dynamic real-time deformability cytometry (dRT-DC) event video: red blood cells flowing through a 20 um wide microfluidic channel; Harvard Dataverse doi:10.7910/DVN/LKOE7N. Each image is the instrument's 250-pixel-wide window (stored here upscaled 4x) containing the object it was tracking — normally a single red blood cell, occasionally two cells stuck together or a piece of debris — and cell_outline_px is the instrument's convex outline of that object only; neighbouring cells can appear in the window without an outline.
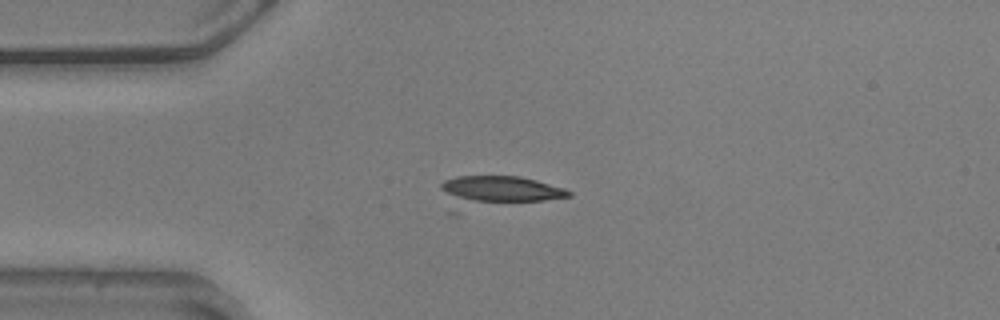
{"species": "common noctule bat (a hibernating species)", "species_latin": "Nyctalus noctula", "temperature_condition": "warm", "stored_images_in_passage": 37, "camera_frame_rate_fps": 3000, "um_per_image_px": 0.085, "animal": {"sex": "male", "body_mass_g": 20.5, "forearm_length_mm": 52.5}, "frame": {"image": 1, "passage_image": 2, "time_ms": 0.333, "image_size_px": [1000, 320], "cell_outline_px": [[572, 196], [456, 216], [448, 212], [440, 188], [440, 184], [444, 180], [456, 176], [520, 176], [536, 180], [564, 188], [572, 192]], "centroid_in_image_um": [42.1, 16.4], "position_along_channel_um": 42.9, "area_um2": 25.72}}
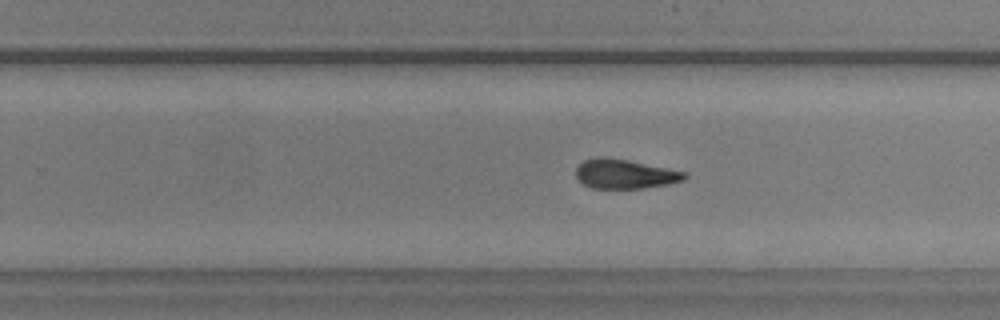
{"frame": {"image": 2, "passage_image": 23, "time_ms": 7.333, "image_size_px": [1000, 320], "cell_outline_px": [[688, 176], [684, 180], [668, 184], [644, 188], [592, 188], [584, 184], [576, 176], [576, 168], [584, 160], [628, 160], [684, 172]], "centroid_in_image_um": [53.16, 14.83], "position_along_channel_um": 276.6, "area_um2": 17.69}}
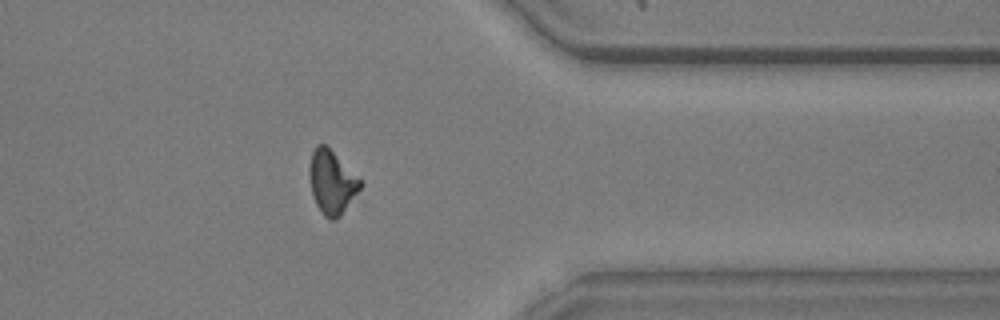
{"frame": {"image": 3, "passage_image": 33, "time_ms": 10.667, "image_size_px": [1000, 320], "cell_outline_px": [[364, 184], [356, 200], [336, 220], [328, 220], [324, 216], [316, 204], [312, 196], [312, 152], [316, 144], [324, 144]], "centroid_in_image_um": [28.28, 15.59], "position_along_channel_um": 383.1, "area_um2": 18.38}, "authors_computed_cell_mechanics": {"area_um2": 19.5942, "velocity_mm_per_s": 3.5929, "shape_relaxation_time_tau1_ms": null, "shape_relaxation_time_tau2_ms": 5.9632, "deformation_change_tau1": null, "deformation_change_tau2": 0.0789}}